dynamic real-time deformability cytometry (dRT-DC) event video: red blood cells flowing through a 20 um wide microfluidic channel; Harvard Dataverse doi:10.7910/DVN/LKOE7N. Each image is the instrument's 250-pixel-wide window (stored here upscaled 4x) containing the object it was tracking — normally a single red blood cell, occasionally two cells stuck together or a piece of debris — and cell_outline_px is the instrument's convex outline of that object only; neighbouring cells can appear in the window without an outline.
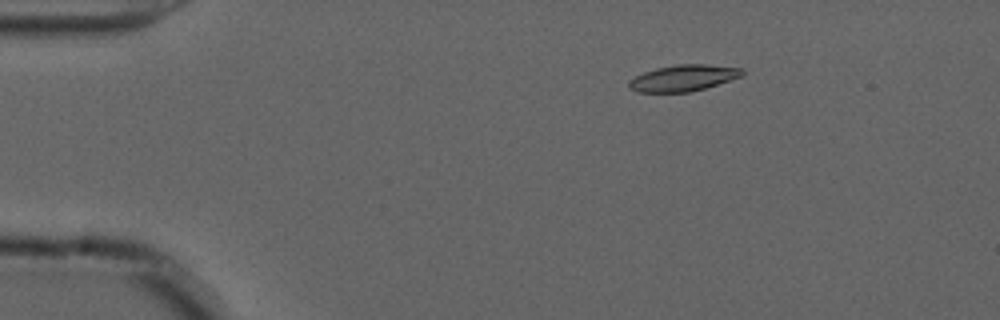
{"species": "common noctule bat (a hibernating species)", "species_latin": "Nyctalus noctula", "temperature_condition": "cold", "stored_images_in_passage": 27, "camera_frame_rate_fps": 3000, "um_per_image_px": 0.085, "animal": {"sex": "male", "forearm_length_mm": 52.5}, "frame": {"image": 1, "passage_image": 10, "time_ms": 3.0, "image_size_px": [1000, 320], "cell_outline_px": [[744, 72], [740, 76], [704, 88], [688, 92], [636, 92], [628, 88], [628, 80], [644, 72], [656, 68], [676, 64], [704, 64], [740, 68]], "centroid_in_image_um": [57.99, 6.63], "position_along_channel_um": 27.0, "area_um2": 17.11}}
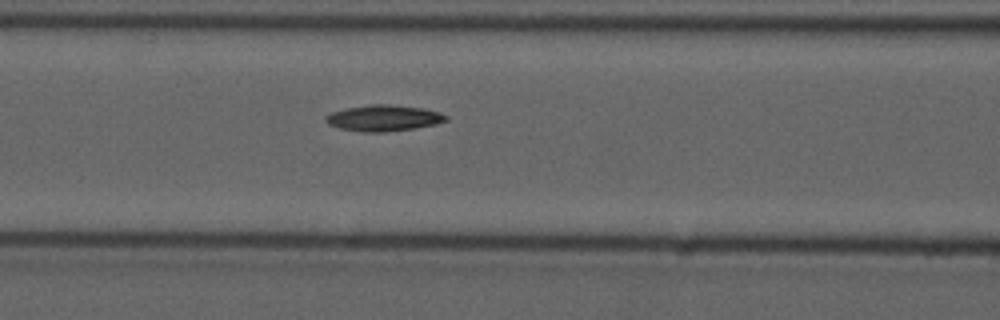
{"frame": {"image": 2, "passage_image": 24, "time_ms": 7.667, "image_size_px": [1000, 320], "cell_outline_px": [[448, 120], [436, 124], [412, 128], [384, 132], [364, 132], [340, 128], [328, 124], [324, 120], [324, 116], [332, 112], [348, 108], [372, 104], [388, 104], [424, 108], [440, 112], [448, 116]], "centroid_in_image_um": [32.62, 10.03], "position_along_channel_um": 134.0, "area_um2": 18.21}}
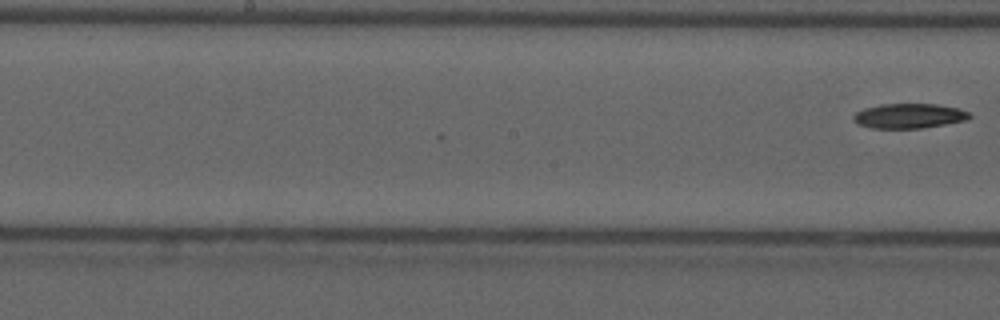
{"frame": {"image": 3, "passage_image": 27, "time_ms": 8.667, "image_size_px": [1000, 320], "cell_outline_px": [[972, 116], [964, 120], [944, 124], [920, 128], [872, 128], [856, 124], [852, 116], [856, 112], [864, 108], [880, 104], [936, 104], [960, 108], [968, 112]], "centroid_in_image_um": [77.23, 9.84], "position_along_channel_um": 171.0, "area_um2": 16.7}}